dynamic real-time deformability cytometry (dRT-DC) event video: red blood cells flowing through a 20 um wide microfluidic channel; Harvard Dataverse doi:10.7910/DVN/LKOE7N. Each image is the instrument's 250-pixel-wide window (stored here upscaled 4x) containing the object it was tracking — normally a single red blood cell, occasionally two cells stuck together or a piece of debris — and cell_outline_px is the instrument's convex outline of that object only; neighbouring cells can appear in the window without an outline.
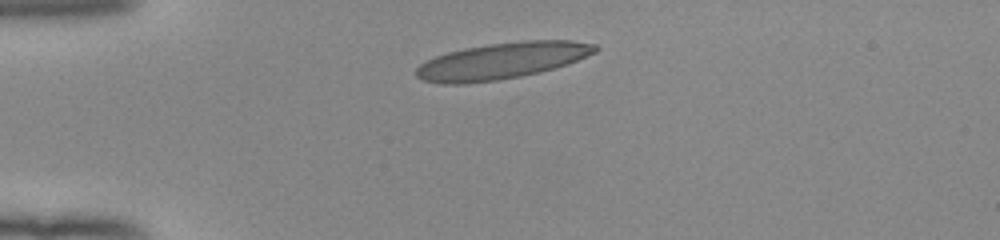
{"species": "human", "species_latin": "Homo sapiens", "temperature_condition": "room temperature", "stored_images_in_passage": 39, "camera_frame_rate_fps": 3000, "um_per_image_px": 0.085, "donor": {"sex": "female"}, "frame": {"image": 1, "passage_image": 1, "time_ms": 0.0, "image_size_px": [1000, 240], "cell_outline_px": [[600, 48], [596, 52], [568, 64], [556, 68], [540, 72], [520, 76], [496, 80], [464, 84], [444, 84], [420, 80], [416, 76], [416, 68], [420, 64], [436, 56], [448, 52], [464, 48], [488, 44], [520, 40], [572, 40], [596, 44]], "centroid_in_image_um": [42.68, 5.16], "position_along_channel_um": 42.3, "area_um2": 38.15}}
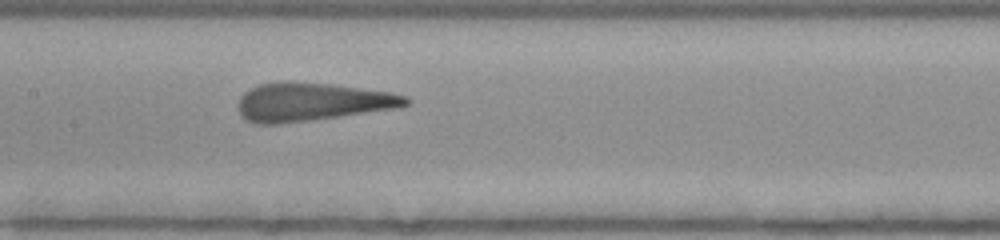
{"frame": {"image": 2, "passage_image": 14, "time_ms": 4.333, "image_size_px": [1000, 240], "cell_outline_px": [[412, 100], [408, 104], [400, 108], [312, 120], [280, 124], [252, 124], [240, 116], [236, 104], [240, 96], [244, 92], [260, 84], [284, 80], [328, 84], [388, 92], [408, 96]], "centroid_in_image_um": [26.47, 8.67], "position_along_channel_um": 180.9, "area_um2": 37.8}}
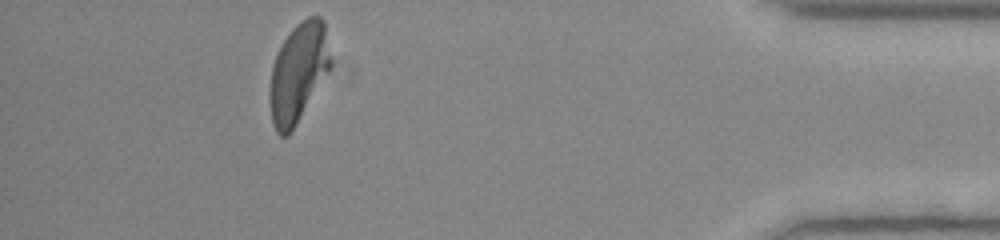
{"frame": {"image": 3, "passage_image": 35, "time_ms": 11.333, "image_size_px": [1000, 240], "cell_outline_px": [[332, 64], [328, 72], [288, 136], [280, 136], [276, 132], [272, 124], [272, 64], [284, 40], [292, 28], [296, 24], [308, 16], [320, 16], [324, 20]], "centroid_in_image_um": [25.39, 6.12], "position_along_channel_um": 409.8, "area_um2": 34.16}, "authors_computed_cell_mechanics": {"area_um2": 37.281, "velocity_mm_per_s": 3.9608, "shape_relaxation_time_tau1_ms": 7.0265, "shape_relaxation_time_tau2_ms": 0.8869, "deformation_change_tau1": 0.2644, "deformation_change_tau2": 0.1115}}